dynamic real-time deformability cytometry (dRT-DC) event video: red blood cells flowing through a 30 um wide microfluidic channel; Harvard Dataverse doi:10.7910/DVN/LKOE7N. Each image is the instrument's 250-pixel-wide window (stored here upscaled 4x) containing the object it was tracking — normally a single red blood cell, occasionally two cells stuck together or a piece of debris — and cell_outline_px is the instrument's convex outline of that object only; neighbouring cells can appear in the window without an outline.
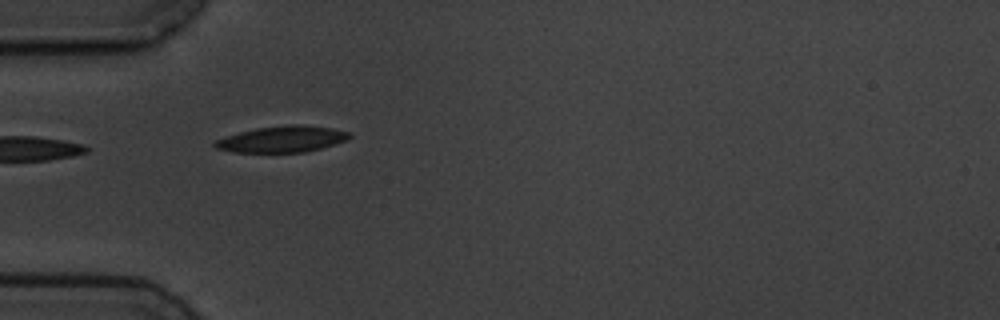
{"species": "common noctule bat (a hibernating species)", "species_latin": "Nyctalus noctula", "temperature_condition": "cold", "stored_images_in_passage": 7, "camera_frame_rate_fps": 3000, "um_per_image_px": 0.085, "animal": {"sex": "male", "body_mass_g": 19.5, "forearm_length_mm": 54.6}, "frame": {"image": 1, "passage_image": 5, "time_ms": 5.333, "image_size_px": [1000, 320], "cell_outline_px": [[352, 136], [348, 140], [320, 148], [304, 152], [232, 152], [216, 148], [212, 144], [216, 140], [240, 132], [256, 128], [288, 124], [304, 124], [332, 128], [348, 132]], "centroid_in_image_um": [24.0, 11.82], "position_along_channel_um": 61.0, "area_um2": 20.52}}
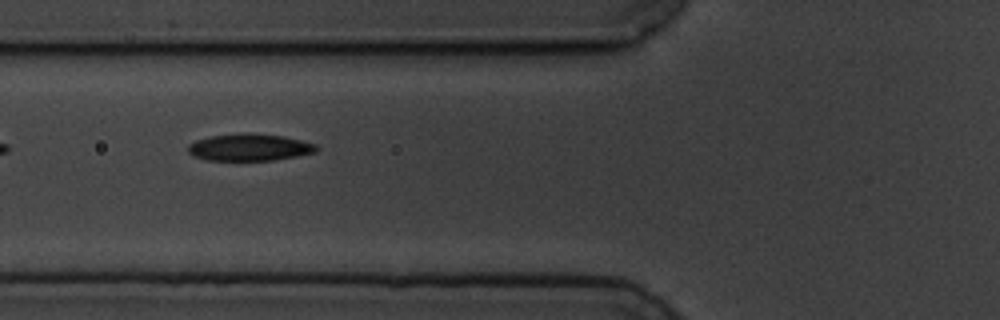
{"frame": {"image": 2, "passage_image": 6, "time_ms": 6.667, "image_size_px": [1000, 320], "cell_outline_px": [[320, 148], [316, 152], [296, 156], [272, 160], [208, 160], [192, 156], [188, 152], [188, 144], [196, 140], [212, 136], [244, 132], [248, 132], [284, 136], [316, 144]], "centroid_in_image_um": [21.21, 12.51], "position_along_channel_um": 104.6, "area_um2": 20.29}}
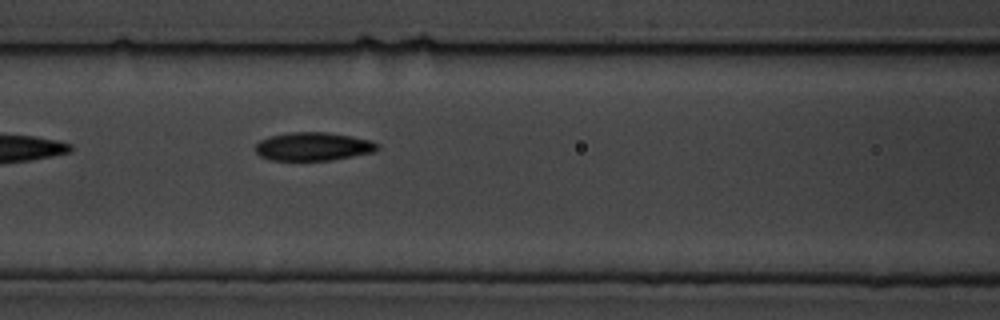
{"frame": {"image": 3, "passage_image": 7, "time_ms": 7.667, "image_size_px": [1000, 320], "cell_outline_px": [[380, 148], [376, 152], [332, 160], [268, 160], [260, 156], [256, 152], [256, 144], [260, 140], [268, 136], [292, 132], [324, 132], [352, 136], [372, 140], [380, 144]], "centroid_in_image_um": [26.67, 12.45], "position_along_channel_um": 139.9, "area_um2": 20.4}}